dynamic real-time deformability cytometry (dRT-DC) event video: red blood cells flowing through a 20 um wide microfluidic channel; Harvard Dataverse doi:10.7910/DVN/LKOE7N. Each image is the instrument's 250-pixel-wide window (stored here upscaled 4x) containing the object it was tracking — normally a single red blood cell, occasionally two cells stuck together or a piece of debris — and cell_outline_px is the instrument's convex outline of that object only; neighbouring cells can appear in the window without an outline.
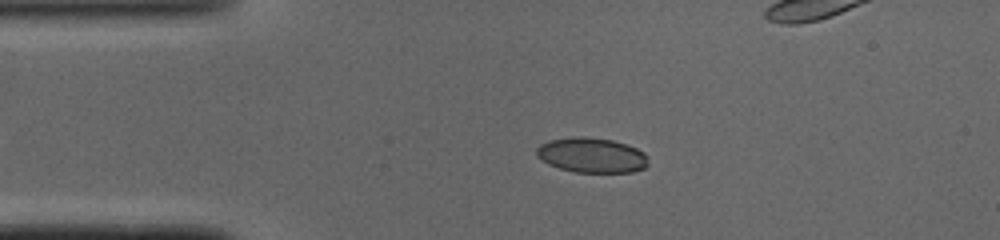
{"species": "common noctule bat (a hibernating species)", "species_latin": "Nyctalus noctula", "temperature_condition": "cold", "stored_images_in_passage": 47, "camera_frame_rate_fps": 3000, "um_per_image_px": 0.085, "animal": {"sex": "male", "body_mass_g": 19.0, "forearm_length_mm": 50.8}, "frame": {"image": 1, "passage_image": 7, "time_ms": 2.0, "image_size_px": [1000, 240], "cell_outline_px": [[648, 164], [644, 168], [632, 172], [576, 172], [560, 168], [548, 164], [536, 156], [536, 148], [540, 144], [548, 140], [576, 136], [584, 136], [612, 140], [636, 148], [644, 152], [648, 156]], "centroid_in_image_um": [50.28, 13.19], "position_along_channel_um": 34.7, "area_um2": 22.83}}
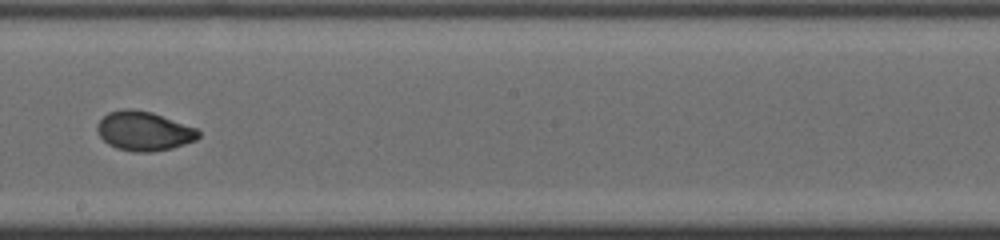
{"frame": {"image": 2, "passage_image": 24, "time_ms": 7.667, "image_size_px": [1000, 240], "cell_outline_px": [[200, 136], [196, 140], [172, 148], [152, 152], [136, 152], [116, 148], [108, 144], [100, 136], [96, 128], [100, 120], [108, 112], [124, 108], [132, 108], [152, 112], [196, 128], [200, 132]], "centroid_in_image_um": [12.23, 11.13], "position_along_channel_um": 236.0, "area_um2": 23.18}}
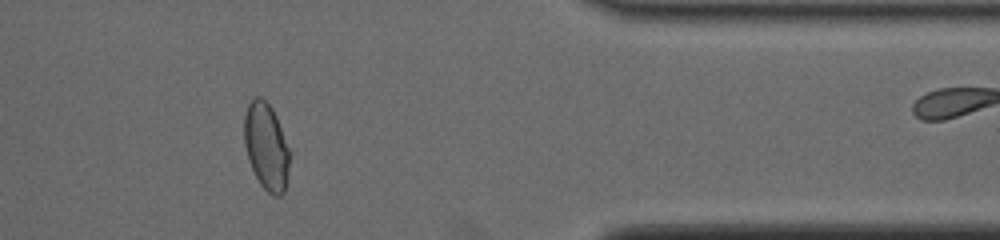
{"frame": {"image": 3, "passage_image": 37, "time_ms": 12.0, "image_size_px": [1000, 240], "cell_outline_px": [[288, 172], [284, 192], [280, 196], [272, 196], [260, 184], [252, 168], [244, 144], [244, 116], [248, 104], [256, 96], [260, 96], [272, 108], [276, 116], [288, 148]], "centroid_in_image_um": [22.61, 12.45], "position_along_channel_um": 388.8, "area_um2": 22.6}, "authors_computed_cell_mechanics": {"area_um2": 23.0622, "velocity_mm_per_s": 4.0895, "shape_relaxation_time_tau1_ms": 5.1128, "shape_relaxation_time_tau2_ms": 0.7344, "deformation_change_tau1": 0.1712, "deformation_change_tau2": 0.0344}}